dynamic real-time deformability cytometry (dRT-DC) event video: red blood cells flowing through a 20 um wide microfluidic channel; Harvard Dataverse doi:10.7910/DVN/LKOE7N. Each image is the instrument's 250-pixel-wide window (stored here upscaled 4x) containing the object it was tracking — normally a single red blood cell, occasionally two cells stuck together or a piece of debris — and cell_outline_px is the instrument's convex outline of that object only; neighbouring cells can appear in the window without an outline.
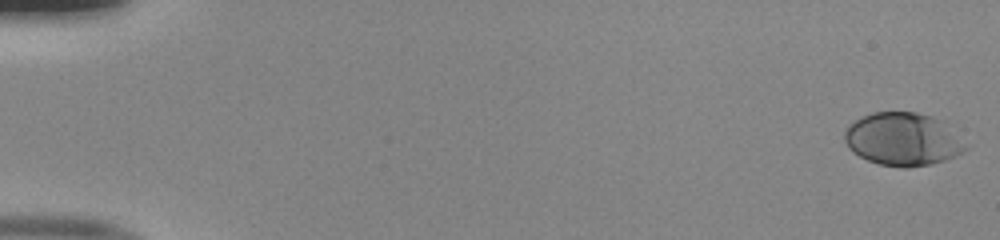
{"species": "human", "species_latin": "Homo sapiens", "temperature_condition": "room temperature", "stored_images_in_passage": 52, "camera_frame_rate_fps": 3000, "um_per_image_px": 0.085, "donor": {"sex": "male"}, "frame": {"image": 1, "passage_image": 1, "time_ms": 0.0, "image_size_px": [1000, 240], "cell_outline_px": [[972, 144], [968, 148], [956, 156], [932, 164], [908, 168], [904, 168], [880, 164], [868, 160], [852, 152], [848, 148], [844, 140], [844, 132], [848, 124], [872, 112], [916, 112], [932, 116], [940, 120]], "centroid_in_image_um": [76.79, 11.84], "position_along_channel_um": 8.2, "area_um2": 37.86}}
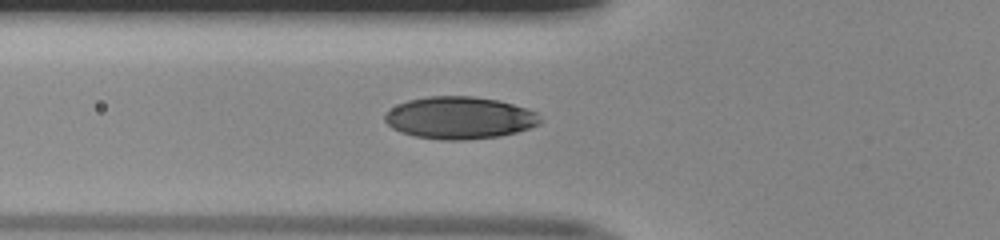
{"frame": {"image": 2, "passage_image": 20, "time_ms": 6.333, "image_size_px": [1000, 240], "cell_outline_px": [[544, 120], [540, 124], [516, 132], [500, 136], [464, 140], [440, 140], [416, 136], [400, 132], [392, 128], [384, 120], [384, 116], [392, 108], [408, 100], [428, 96], [472, 96], [496, 100], [528, 108], [536, 112]], "centroid_in_image_um": [39.09, 10.02], "position_along_channel_um": 86.7, "area_um2": 38.21}}
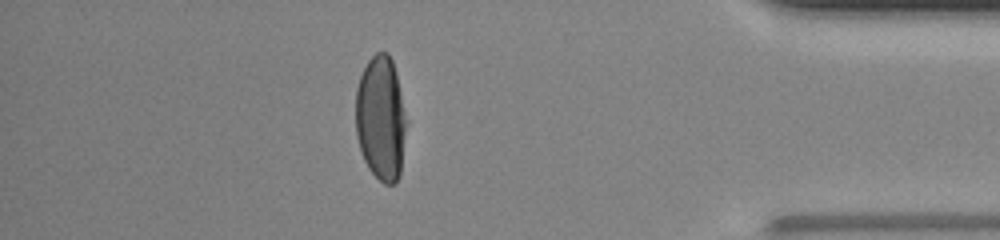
{"frame": {"image": 3, "passage_image": 46, "time_ms": 15.0, "image_size_px": [1000, 240], "cell_outline_px": [[404, 132], [400, 176], [396, 184], [384, 184], [368, 168], [364, 160], [356, 136], [356, 88], [360, 76], [368, 60], [376, 52], [388, 52], [392, 60], [396, 72], [400, 92], [404, 120]], "centroid_in_image_um": [32.33, 10.05], "position_along_channel_um": 402.9, "area_um2": 36.24}, "authors_computed_cell_mechanics": {"area_um2": 37.7145, "velocity_mm_per_s": 4.0137, "shape_relaxation_time_tau1_ms": 3.7289, "shape_relaxation_time_tau2_ms": null, "deformation_change_tau1": 0.1841, "deformation_change_tau2": null}}